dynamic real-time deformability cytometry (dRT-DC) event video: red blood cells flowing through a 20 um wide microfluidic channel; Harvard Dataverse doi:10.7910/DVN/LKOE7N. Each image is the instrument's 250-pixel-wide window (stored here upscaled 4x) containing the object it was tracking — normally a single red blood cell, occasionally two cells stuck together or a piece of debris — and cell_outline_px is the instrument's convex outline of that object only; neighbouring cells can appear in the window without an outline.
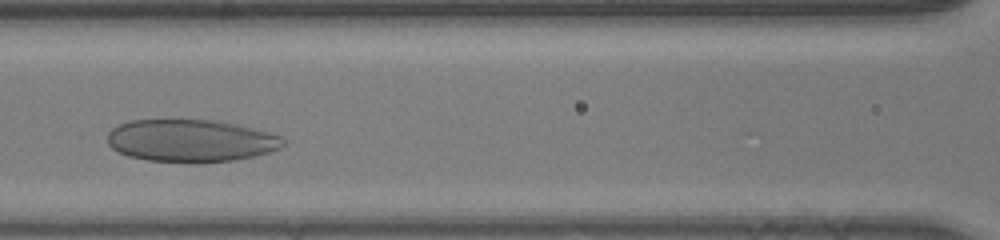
{"species": "human", "species_latin": "Homo sapiens", "temperature_condition": "room temperature", "stored_images_in_passage": 27, "camera_frame_rate_fps": 3000, "um_per_image_px": 0.085, "donor": {"sex": "male"}, "frame": {"image": 1, "passage_image": 8, "time_ms": 2.333, "image_size_px": [1000, 240], "cell_outline_px": [[284, 144], [280, 148], [268, 152], [236, 160], [148, 160], [128, 156], [112, 148], [108, 144], [108, 132], [112, 128], [128, 120], [212, 120], [236, 124], [280, 136], [284, 140]], "centroid_in_image_um": [16.17, 11.92], "position_along_channel_um": 150.4, "area_um2": 42.25}}
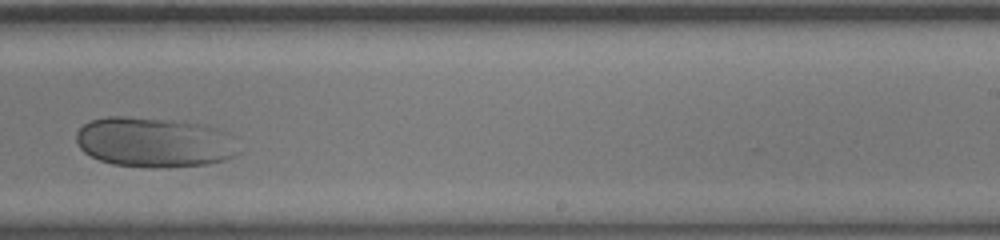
{"frame": {"image": 2, "passage_image": 17, "time_ms": 5.333, "image_size_px": [1000, 240], "cell_outline_px": [[232, 156], [224, 160], [208, 164], [112, 164], [100, 160], [84, 152], [80, 148], [76, 140], [76, 132], [88, 120], [104, 116], [128, 116], [200, 124], [216, 128]], "centroid_in_image_um": [12.81, 12.03], "position_along_channel_um": 276.2, "area_um2": 44.1}}
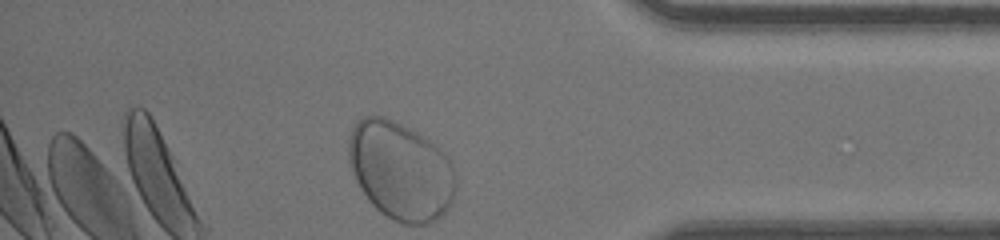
{"frame": {"image": 3, "passage_image": 27, "time_ms": 8.667, "image_size_px": [1000, 240], "cell_outline_px": [[456, 188], [452, 200], [448, 208], [432, 224], [400, 224], [392, 220], [380, 212], [368, 200], [360, 188], [356, 180], [348, 160], [348, 140], [352, 128], [356, 120], [360, 116], [384, 116], [424, 136], [444, 152], [452, 164], [456, 176]], "centroid_in_image_um": [34.05, 14.52], "position_along_channel_um": 401.2, "area_um2": 61.79}}